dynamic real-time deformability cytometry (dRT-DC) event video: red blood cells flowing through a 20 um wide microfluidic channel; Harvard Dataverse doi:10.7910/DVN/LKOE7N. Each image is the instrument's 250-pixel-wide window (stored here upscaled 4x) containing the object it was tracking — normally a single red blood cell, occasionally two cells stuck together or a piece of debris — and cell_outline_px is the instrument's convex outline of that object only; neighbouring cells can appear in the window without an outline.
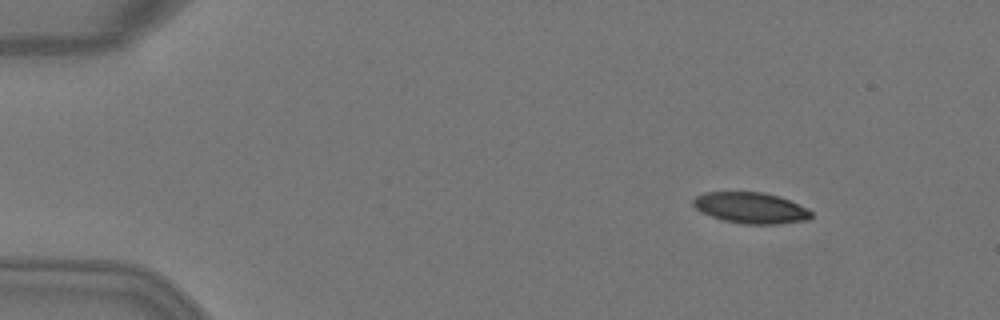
{"species": "Egyptian fruit bat (a non-hibernating species)", "species_latin": "Rousettus aegyptiacus", "temperature_condition": "warm", "stored_images_in_passage": 4, "camera_frame_rate_fps": 3000, "um_per_image_px": 0.085, "animal": {"sex": "female"}, "frame": {"image": 1, "passage_image": 1, "time_ms": 0.0, "image_size_px": [1000, 320], "cell_outline_px": [[812, 220], [780, 224], [740, 224], [724, 220], [700, 212], [692, 204], [692, 200], [696, 196], [704, 192], [764, 192], [780, 196], [808, 208], [812, 212]], "centroid_in_image_um": [63.85, 17.67], "position_along_channel_um": 21.1, "area_um2": 21.68}}
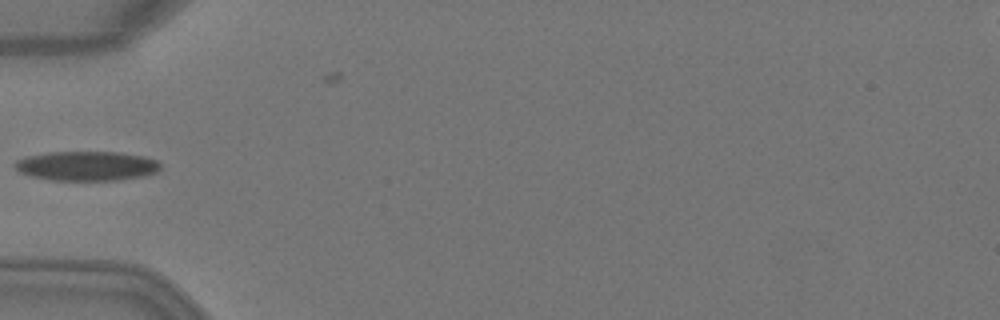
{"frame": {"image": 2, "passage_image": 4, "time_ms": 1.0, "image_size_px": [1000, 320], "cell_outline_px": [[160, 168], [156, 172], [144, 176], [120, 180], [52, 180], [28, 176], [20, 172], [12, 164], [16, 160], [24, 156], [48, 152], [120, 152], [144, 156], [156, 160], [160, 164]], "centroid_in_image_um": [7.33, 14.1], "position_along_channel_um": 77.7, "area_um2": 25.26}}